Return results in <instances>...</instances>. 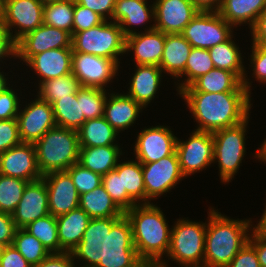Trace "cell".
<instances>
[{
    "label": "cell",
    "instance_id": "1",
    "mask_svg": "<svg viewBox=\"0 0 266 267\" xmlns=\"http://www.w3.org/2000/svg\"><path fill=\"white\" fill-rule=\"evenodd\" d=\"M198 125L195 130L214 132L232 127L250 116L253 106L248 92H179Z\"/></svg>",
    "mask_w": 266,
    "mask_h": 267
},
{
    "label": "cell",
    "instance_id": "2",
    "mask_svg": "<svg viewBox=\"0 0 266 267\" xmlns=\"http://www.w3.org/2000/svg\"><path fill=\"white\" fill-rule=\"evenodd\" d=\"M124 214L130 221L139 258L146 265H159L170 248L171 228L166 215L154 203L134 205Z\"/></svg>",
    "mask_w": 266,
    "mask_h": 267
},
{
    "label": "cell",
    "instance_id": "3",
    "mask_svg": "<svg viewBox=\"0 0 266 267\" xmlns=\"http://www.w3.org/2000/svg\"><path fill=\"white\" fill-rule=\"evenodd\" d=\"M208 210L203 266L226 267L248 242L254 224L251 218L233 219L212 206Z\"/></svg>",
    "mask_w": 266,
    "mask_h": 267
},
{
    "label": "cell",
    "instance_id": "4",
    "mask_svg": "<svg viewBox=\"0 0 266 267\" xmlns=\"http://www.w3.org/2000/svg\"><path fill=\"white\" fill-rule=\"evenodd\" d=\"M37 165L43 175L66 171L79 161L80 144L77 130L56 126L35 143Z\"/></svg>",
    "mask_w": 266,
    "mask_h": 267
},
{
    "label": "cell",
    "instance_id": "5",
    "mask_svg": "<svg viewBox=\"0 0 266 267\" xmlns=\"http://www.w3.org/2000/svg\"><path fill=\"white\" fill-rule=\"evenodd\" d=\"M188 218L176 219L171 226L168 260L163 259L160 266H170V260L178 266H203L207 220L204 223Z\"/></svg>",
    "mask_w": 266,
    "mask_h": 267
},
{
    "label": "cell",
    "instance_id": "6",
    "mask_svg": "<svg viewBox=\"0 0 266 267\" xmlns=\"http://www.w3.org/2000/svg\"><path fill=\"white\" fill-rule=\"evenodd\" d=\"M250 116L242 123L212 132L214 140L213 164L219 168L220 183L229 184L237 174L246 155L247 128ZM247 132V133H246ZM232 180V181H231Z\"/></svg>",
    "mask_w": 266,
    "mask_h": 267
},
{
    "label": "cell",
    "instance_id": "7",
    "mask_svg": "<svg viewBox=\"0 0 266 267\" xmlns=\"http://www.w3.org/2000/svg\"><path fill=\"white\" fill-rule=\"evenodd\" d=\"M125 45L126 37L120 25L108 20L72 36L73 52L114 59L119 64L122 63L121 58L126 55Z\"/></svg>",
    "mask_w": 266,
    "mask_h": 267
},
{
    "label": "cell",
    "instance_id": "8",
    "mask_svg": "<svg viewBox=\"0 0 266 267\" xmlns=\"http://www.w3.org/2000/svg\"><path fill=\"white\" fill-rule=\"evenodd\" d=\"M133 245L132 227L123 214L107 230L105 258L96 267H145Z\"/></svg>",
    "mask_w": 266,
    "mask_h": 267
},
{
    "label": "cell",
    "instance_id": "9",
    "mask_svg": "<svg viewBox=\"0 0 266 267\" xmlns=\"http://www.w3.org/2000/svg\"><path fill=\"white\" fill-rule=\"evenodd\" d=\"M234 27L218 12L199 11L180 33L194 48L210 49L227 41Z\"/></svg>",
    "mask_w": 266,
    "mask_h": 267
},
{
    "label": "cell",
    "instance_id": "10",
    "mask_svg": "<svg viewBox=\"0 0 266 267\" xmlns=\"http://www.w3.org/2000/svg\"><path fill=\"white\" fill-rule=\"evenodd\" d=\"M143 181L146 192V204L153 203L151 200L166 195L177 184L185 179L179 164L176 150L157 162L141 163ZM166 193V194H164Z\"/></svg>",
    "mask_w": 266,
    "mask_h": 267
},
{
    "label": "cell",
    "instance_id": "11",
    "mask_svg": "<svg viewBox=\"0 0 266 267\" xmlns=\"http://www.w3.org/2000/svg\"><path fill=\"white\" fill-rule=\"evenodd\" d=\"M188 140L177 137L176 152L182 174L188 176L206 170L213 163L214 140L212 132L193 130Z\"/></svg>",
    "mask_w": 266,
    "mask_h": 267
},
{
    "label": "cell",
    "instance_id": "12",
    "mask_svg": "<svg viewBox=\"0 0 266 267\" xmlns=\"http://www.w3.org/2000/svg\"><path fill=\"white\" fill-rule=\"evenodd\" d=\"M72 74L78 79L81 87L107 90V84L119 74L120 64L114 59L72 52ZM117 74V75H116ZM115 77V78H114Z\"/></svg>",
    "mask_w": 266,
    "mask_h": 267
},
{
    "label": "cell",
    "instance_id": "13",
    "mask_svg": "<svg viewBox=\"0 0 266 267\" xmlns=\"http://www.w3.org/2000/svg\"><path fill=\"white\" fill-rule=\"evenodd\" d=\"M42 0H3L1 24L16 42L43 24ZM14 29V30H13Z\"/></svg>",
    "mask_w": 266,
    "mask_h": 267
},
{
    "label": "cell",
    "instance_id": "14",
    "mask_svg": "<svg viewBox=\"0 0 266 267\" xmlns=\"http://www.w3.org/2000/svg\"><path fill=\"white\" fill-rule=\"evenodd\" d=\"M177 137L167 125L144 127L133 145L135 159L140 163L157 162L176 150Z\"/></svg>",
    "mask_w": 266,
    "mask_h": 267
},
{
    "label": "cell",
    "instance_id": "15",
    "mask_svg": "<svg viewBox=\"0 0 266 267\" xmlns=\"http://www.w3.org/2000/svg\"><path fill=\"white\" fill-rule=\"evenodd\" d=\"M120 217L90 219L82 240L72 250L74 260L82 261L80 267H96L105 258L106 234ZM83 264V265H82Z\"/></svg>",
    "mask_w": 266,
    "mask_h": 267
},
{
    "label": "cell",
    "instance_id": "16",
    "mask_svg": "<svg viewBox=\"0 0 266 267\" xmlns=\"http://www.w3.org/2000/svg\"><path fill=\"white\" fill-rule=\"evenodd\" d=\"M35 97L34 100H29L30 103L26 101L25 106L21 105L17 115L20 138L26 143H35L57 126L52 105L36 95Z\"/></svg>",
    "mask_w": 266,
    "mask_h": 267
},
{
    "label": "cell",
    "instance_id": "17",
    "mask_svg": "<svg viewBox=\"0 0 266 267\" xmlns=\"http://www.w3.org/2000/svg\"><path fill=\"white\" fill-rule=\"evenodd\" d=\"M58 48H72V35L43 23L17 42V59L25 64L38 53Z\"/></svg>",
    "mask_w": 266,
    "mask_h": 267
},
{
    "label": "cell",
    "instance_id": "18",
    "mask_svg": "<svg viewBox=\"0 0 266 267\" xmlns=\"http://www.w3.org/2000/svg\"><path fill=\"white\" fill-rule=\"evenodd\" d=\"M0 174L26 180L42 179L34 143L22 142L0 154Z\"/></svg>",
    "mask_w": 266,
    "mask_h": 267
},
{
    "label": "cell",
    "instance_id": "19",
    "mask_svg": "<svg viewBox=\"0 0 266 267\" xmlns=\"http://www.w3.org/2000/svg\"><path fill=\"white\" fill-rule=\"evenodd\" d=\"M155 29L164 34L181 33L199 10L191 0H153Z\"/></svg>",
    "mask_w": 266,
    "mask_h": 267
},
{
    "label": "cell",
    "instance_id": "20",
    "mask_svg": "<svg viewBox=\"0 0 266 267\" xmlns=\"http://www.w3.org/2000/svg\"><path fill=\"white\" fill-rule=\"evenodd\" d=\"M48 191L49 214L57 217L79 207V197L72 178L66 171L43 175Z\"/></svg>",
    "mask_w": 266,
    "mask_h": 267
},
{
    "label": "cell",
    "instance_id": "21",
    "mask_svg": "<svg viewBox=\"0 0 266 267\" xmlns=\"http://www.w3.org/2000/svg\"><path fill=\"white\" fill-rule=\"evenodd\" d=\"M49 214L48 191L45 181L29 182L21 200L11 214L17 228H24L31 222Z\"/></svg>",
    "mask_w": 266,
    "mask_h": 267
},
{
    "label": "cell",
    "instance_id": "22",
    "mask_svg": "<svg viewBox=\"0 0 266 267\" xmlns=\"http://www.w3.org/2000/svg\"><path fill=\"white\" fill-rule=\"evenodd\" d=\"M148 3L150 1L147 0H116L112 21L120 25L125 37L137 32L133 26H136V28L146 26L144 32L155 29L154 4L152 1V4L149 5ZM152 21V25H146V23H152Z\"/></svg>",
    "mask_w": 266,
    "mask_h": 267
},
{
    "label": "cell",
    "instance_id": "23",
    "mask_svg": "<svg viewBox=\"0 0 266 267\" xmlns=\"http://www.w3.org/2000/svg\"><path fill=\"white\" fill-rule=\"evenodd\" d=\"M165 44V34L159 30H140L126 37L125 53L133 52L136 65H160Z\"/></svg>",
    "mask_w": 266,
    "mask_h": 267
},
{
    "label": "cell",
    "instance_id": "24",
    "mask_svg": "<svg viewBox=\"0 0 266 267\" xmlns=\"http://www.w3.org/2000/svg\"><path fill=\"white\" fill-rule=\"evenodd\" d=\"M72 48L51 49L32 56L26 66L39 78L38 85L46 80L72 73Z\"/></svg>",
    "mask_w": 266,
    "mask_h": 267
},
{
    "label": "cell",
    "instance_id": "25",
    "mask_svg": "<svg viewBox=\"0 0 266 267\" xmlns=\"http://www.w3.org/2000/svg\"><path fill=\"white\" fill-rule=\"evenodd\" d=\"M111 93H110V92ZM105 103L104 117L118 132H125L140 117L144 108L126 93H117L109 89Z\"/></svg>",
    "mask_w": 266,
    "mask_h": 267
},
{
    "label": "cell",
    "instance_id": "26",
    "mask_svg": "<svg viewBox=\"0 0 266 267\" xmlns=\"http://www.w3.org/2000/svg\"><path fill=\"white\" fill-rule=\"evenodd\" d=\"M135 69L126 94L144 109L154 100L163 80V71L157 65H134Z\"/></svg>",
    "mask_w": 266,
    "mask_h": 267
},
{
    "label": "cell",
    "instance_id": "27",
    "mask_svg": "<svg viewBox=\"0 0 266 267\" xmlns=\"http://www.w3.org/2000/svg\"><path fill=\"white\" fill-rule=\"evenodd\" d=\"M234 35H232L227 41L217 44L208 49L210 57L213 61L214 67L218 69L227 70L235 73L241 80L242 84L251 95L252 81L248 78V73L244 65V57L239 50V46L236 44Z\"/></svg>",
    "mask_w": 266,
    "mask_h": 267
},
{
    "label": "cell",
    "instance_id": "28",
    "mask_svg": "<svg viewBox=\"0 0 266 267\" xmlns=\"http://www.w3.org/2000/svg\"><path fill=\"white\" fill-rule=\"evenodd\" d=\"M90 219L80 207L56 217L60 253L72 252L80 243Z\"/></svg>",
    "mask_w": 266,
    "mask_h": 267
},
{
    "label": "cell",
    "instance_id": "29",
    "mask_svg": "<svg viewBox=\"0 0 266 267\" xmlns=\"http://www.w3.org/2000/svg\"><path fill=\"white\" fill-rule=\"evenodd\" d=\"M180 92H247L242 80L233 72L214 68L197 78Z\"/></svg>",
    "mask_w": 266,
    "mask_h": 267
},
{
    "label": "cell",
    "instance_id": "30",
    "mask_svg": "<svg viewBox=\"0 0 266 267\" xmlns=\"http://www.w3.org/2000/svg\"><path fill=\"white\" fill-rule=\"evenodd\" d=\"M191 50V44L180 33L165 34L163 56L159 65L163 74H169L176 80L184 72Z\"/></svg>",
    "mask_w": 266,
    "mask_h": 267
},
{
    "label": "cell",
    "instance_id": "31",
    "mask_svg": "<svg viewBox=\"0 0 266 267\" xmlns=\"http://www.w3.org/2000/svg\"><path fill=\"white\" fill-rule=\"evenodd\" d=\"M265 9L266 0H223L218 13L234 28L248 24L251 29Z\"/></svg>",
    "mask_w": 266,
    "mask_h": 267
},
{
    "label": "cell",
    "instance_id": "32",
    "mask_svg": "<svg viewBox=\"0 0 266 267\" xmlns=\"http://www.w3.org/2000/svg\"><path fill=\"white\" fill-rule=\"evenodd\" d=\"M120 145L80 147L78 163L101 176L117 166L123 154Z\"/></svg>",
    "mask_w": 266,
    "mask_h": 267
},
{
    "label": "cell",
    "instance_id": "33",
    "mask_svg": "<svg viewBox=\"0 0 266 267\" xmlns=\"http://www.w3.org/2000/svg\"><path fill=\"white\" fill-rule=\"evenodd\" d=\"M77 132L80 147L119 145L117 141L118 132L107 122L104 116L86 120Z\"/></svg>",
    "mask_w": 266,
    "mask_h": 267
},
{
    "label": "cell",
    "instance_id": "34",
    "mask_svg": "<svg viewBox=\"0 0 266 267\" xmlns=\"http://www.w3.org/2000/svg\"><path fill=\"white\" fill-rule=\"evenodd\" d=\"M79 207L83 209L91 219L121 217L124 214L111 199L102 184L90 192L81 194L79 197Z\"/></svg>",
    "mask_w": 266,
    "mask_h": 267
},
{
    "label": "cell",
    "instance_id": "35",
    "mask_svg": "<svg viewBox=\"0 0 266 267\" xmlns=\"http://www.w3.org/2000/svg\"><path fill=\"white\" fill-rule=\"evenodd\" d=\"M114 170L121 176L122 192H127L137 204H146L142 164L136 159L120 160Z\"/></svg>",
    "mask_w": 266,
    "mask_h": 267
},
{
    "label": "cell",
    "instance_id": "36",
    "mask_svg": "<svg viewBox=\"0 0 266 267\" xmlns=\"http://www.w3.org/2000/svg\"><path fill=\"white\" fill-rule=\"evenodd\" d=\"M214 68L215 67L213 61L207 49L192 47L190 55L187 59V63L185 65L184 72L176 79V82H174L177 87L176 94H178L182 89L190 86L201 75L206 74Z\"/></svg>",
    "mask_w": 266,
    "mask_h": 267
},
{
    "label": "cell",
    "instance_id": "37",
    "mask_svg": "<svg viewBox=\"0 0 266 267\" xmlns=\"http://www.w3.org/2000/svg\"><path fill=\"white\" fill-rule=\"evenodd\" d=\"M80 88L81 85L78 79L71 73L41 82L38 87H36V94L40 99L52 105L61 98L71 97V95L77 93Z\"/></svg>",
    "mask_w": 266,
    "mask_h": 267
},
{
    "label": "cell",
    "instance_id": "38",
    "mask_svg": "<svg viewBox=\"0 0 266 267\" xmlns=\"http://www.w3.org/2000/svg\"><path fill=\"white\" fill-rule=\"evenodd\" d=\"M52 107L56 125L59 127L78 130L86 121L81 116V99H77V93L55 101Z\"/></svg>",
    "mask_w": 266,
    "mask_h": 267
},
{
    "label": "cell",
    "instance_id": "39",
    "mask_svg": "<svg viewBox=\"0 0 266 267\" xmlns=\"http://www.w3.org/2000/svg\"><path fill=\"white\" fill-rule=\"evenodd\" d=\"M74 0L44 3L43 23L69 32L72 35Z\"/></svg>",
    "mask_w": 266,
    "mask_h": 267
},
{
    "label": "cell",
    "instance_id": "40",
    "mask_svg": "<svg viewBox=\"0 0 266 267\" xmlns=\"http://www.w3.org/2000/svg\"><path fill=\"white\" fill-rule=\"evenodd\" d=\"M35 236L50 253H60L56 217L48 214L24 227Z\"/></svg>",
    "mask_w": 266,
    "mask_h": 267
},
{
    "label": "cell",
    "instance_id": "41",
    "mask_svg": "<svg viewBox=\"0 0 266 267\" xmlns=\"http://www.w3.org/2000/svg\"><path fill=\"white\" fill-rule=\"evenodd\" d=\"M13 245L22 254L25 260L33 266L44 260L50 252L42 243L27 232L24 228H17Z\"/></svg>",
    "mask_w": 266,
    "mask_h": 267
},
{
    "label": "cell",
    "instance_id": "42",
    "mask_svg": "<svg viewBox=\"0 0 266 267\" xmlns=\"http://www.w3.org/2000/svg\"><path fill=\"white\" fill-rule=\"evenodd\" d=\"M29 182L0 174V212L12 214Z\"/></svg>",
    "mask_w": 266,
    "mask_h": 267
},
{
    "label": "cell",
    "instance_id": "43",
    "mask_svg": "<svg viewBox=\"0 0 266 267\" xmlns=\"http://www.w3.org/2000/svg\"><path fill=\"white\" fill-rule=\"evenodd\" d=\"M108 92L104 89L81 87L77 99H81V116L91 120L104 116Z\"/></svg>",
    "mask_w": 266,
    "mask_h": 267
},
{
    "label": "cell",
    "instance_id": "44",
    "mask_svg": "<svg viewBox=\"0 0 266 267\" xmlns=\"http://www.w3.org/2000/svg\"><path fill=\"white\" fill-rule=\"evenodd\" d=\"M102 185L123 212L137 205L127 192H122L121 176L115 170L109 171L102 176Z\"/></svg>",
    "mask_w": 266,
    "mask_h": 267
},
{
    "label": "cell",
    "instance_id": "45",
    "mask_svg": "<svg viewBox=\"0 0 266 267\" xmlns=\"http://www.w3.org/2000/svg\"><path fill=\"white\" fill-rule=\"evenodd\" d=\"M66 172L72 178L79 195L90 192L102 184L101 175L84 168L79 163L73 164Z\"/></svg>",
    "mask_w": 266,
    "mask_h": 267
},
{
    "label": "cell",
    "instance_id": "46",
    "mask_svg": "<svg viewBox=\"0 0 266 267\" xmlns=\"http://www.w3.org/2000/svg\"><path fill=\"white\" fill-rule=\"evenodd\" d=\"M13 84L11 87L7 88L5 91L0 93V121L17 119V115L20 110V106L23 103L21 98L22 94H17L19 89H13ZM21 103V104H20Z\"/></svg>",
    "mask_w": 266,
    "mask_h": 267
},
{
    "label": "cell",
    "instance_id": "47",
    "mask_svg": "<svg viewBox=\"0 0 266 267\" xmlns=\"http://www.w3.org/2000/svg\"><path fill=\"white\" fill-rule=\"evenodd\" d=\"M103 21L104 19L100 15L90 10L89 8L79 5L74 0L72 36L79 31H84L95 27Z\"/></svg>",
    "mask_w": 266,
    "mask_h": 267
},
{
    "label": "cell",
    "instance_id": "48",
    "mask_svg": "<svg viewBox=\"0 0 266 267\" xmlns=\"http://www.w3.org/2000/svg\"><path fill=\"white\" fill-rule=\"evenodd\" d=\"M22 143L17 119L0 121V154Z\"/></svg>",
    "mask_w": 266,
    "mask_h": 267
},
{
    "label": "cell",
    "instance_id": "49",
    "mask_svg": "<svg viewBox=\"0 0 266 267\" xmlns=\"http://www.w3.org/2000/svg\"><path fill=\"white\" fill-rule=\"evenodd\" d=\"M251 55L248 59L250 62L249 67H251L252 78L256 81L266 84V51L260 46L251 43Z\"/></svg>",
    "mask_w": 266,
    "mask_h": 267
},
{
    "label": "cell",
    "instance_id": "50",
    "mask_svg": "<svg viewBox=\"0 0 266 267\" xmlns=\"http://www.w3.org/2000/svg\"><path fill=\"white\" fill-rule=\"evenodd\" d=\"M9 58L17 59V42L11 36L9 30L0 23V62L3 66V61Z\"/></svg>",
    "mask_w": 266,
    "mask_h": 267
},
{
    "label": "cell",
    "instance_id": "51",
    "mask_svg": "<svg viewBox=\"0 0 266 267\" xmlns=\"http://www.w3.org/2000/svg\"><path fill=\"white\" fill-rule=\"evenodd\" d=\"M226 267H261L255 249L247 242Z\"/></svg>",
    "mask_w": 266,
    "mask_h": 267
},
{
    "label": "cell",
    "instance_id": "52",
    "mask_svg": "<svg viewBox=\"0 0 266 267\" xmlns=\"http://www.w3.org/2000/svg\"><path fill=\"white\" fill-rule=\"evenodd\" d=\"M100 15L104 20L112 21V15L116 0H75Z\"/></svg>",
    "mask_w": 266,
    "mask_h": 267
},
{
    "label": "cell",
    "instance_id": "53",
    "mask_svg": "<svg viewBox=\"0 0 266 267\" xmlns=\"http://www.w3.org/2000/svg\"><path fill=\"white\" fill-rule=\"evenodd\" d=\"M0 267H32L22 254L15 248V246H4L1 257Z\"/></svg>",
    "mask_w": 266,
    "mask_h": 267
},
{
    "label": "cell",
    "instance_id": "54",
    "mask_svg": "<svg viewBox=\"0 0 266 267\" xmlns=\"http://www.w3.org/2000/svg\"><path fill=\"white\" fill-rule=\"evenodd\" d=\"M75 262L71 252L50 253L33 267H76Z\"/></svg>",
    "mask_w": 266,
    "mask_h": 267
},
{
    "label": "cell",
    "instance_id": "55",
    "mask_svg": "<svg viewBox=\"0 0 266 267\" xmlns=\"http://www.w3.org/2000/svg\"><path fill=\"white\" fill-rule=\"evenodd\" d=\"M17 227L12 215L0 212V243L4 246L12 245Z\"/></svg>",
    "mask_w": 266,
    "mask_h": 267
},
{
    "label": "cell",
    "instance_id": "56",
    "mask_svg": "<svg viewBox=\"0 0 266 267\" xmlns=\"http://www.w3.org/2000/svg\"><path fill=\"white\" fill-rule=\"evenodd\" d=\"M248 243L255 249L261 267H266V237L253 228Z\"/></svg>",
    "mask_w": 266,
    "mask_h": 267
},
{
    "label": "cell",
    "instance_id": "57",
    "mask_svg": "<svg viewBox=\"0 0 266 267\" xmlns=\"http://www.w3.org/2000/svg\"><path fill=\"white\" fill-rule=\"evenodd\" d=\"M251 42L258 46L266 43V9L258 16L255 25L250 29Z\"/></svg>",
    "mask_w": 266,
    "mask_h": 267
},
{
    "label": "cell",
    "instance_id": "58",
    "mask_svg": "<svg viewBox=\"0 0 266 267\" xmlns=\"http://www.w3.org/2000/svg\"><path fill=\"white\" fill-rule=\"evenodd\" d=\"M199 11L218 12L223 0H191Z\"/></svg>",
    "mask_w": 266,
    "mask_h": 267
},
{
    "label": "cell",
    "instance_id": "59",
    "mask_svg": "<svg viewBox=\"0 0 266 267\" xmlns=\"http://www.w3.org/2000/svg\"><path fill=\"white\" fill-rule=\"evenodd\" d=\"M260 221H257L255 225H253V228L262 236L266 237V204L265 209L263 211V215L259 219Z\"/></svg>",
    "mask_w": 266,
    "mask_h": 267
},
{
    "label": "cell",
    "instance_id": "60",
    "mask_svg": "<svg viewBox=\"0 0 266 267\" xmlns=\"http://www.w3.org/2000/svg\"><path fill=\"white\" fill-rule=\"evenodd\" d=\"M253 157L256 158L259 162H264L266 164V138L263 143L258 147L257 151L253 154Z\"/></svg>",
    "mask_w": 266,
    "mask_h": 267
},
{
    "label": "cell",
    "instance_id": "61",
    "mask_svg": "<svg viewBox=\"0 0 266 267\" xmlns=\"http://www.w3.org/2000/svg\"><path fill=\"white\" fill-rule=\"evenodd\" d=\"M0 69H2L1 66H0ZM8 78H9L8 74L6 72L0 70V93L5 91L7 88L10 87V85H11L10 83H12V81H9Z\"/></svg>",
    "mask_w": 266,
    "mask_h": 267
},
{
    "label": "cell",
    "instance_id": "62",
    "mask_svg": "<svg viewBox=\"0 0 266 267\" xmlns=\"http://www.w3.org/2000/svg\"><path fill=\"white\" fill-rule=\"evenodd\" d=\"M2 14H3V0H0V22L2 19Z\"/></svg>",
    "mask_w": 266,
    "mask_h": 267
},
{
    "label": "cell",
    "instance_id": "63",
    "mask_svg": "<svg viewBox=\"0 0 266 267\" xmlns=\"http://www.w3.org/2000/svg\"><path fill=\"white\" fill-rule=\"evenodd\" d=\"M44 3H49V2H57V1H66V0H42Z\"/></svg>",
    "mask_w": 266,
    "mask_h": 267
},
{
    "label": "cell",
    "instance_id": "64",
    "mask_svg": "<svg viewBox=\"0 0 266 267\" xmlns=\"http://www.w3.org/2000/svg\"><path fill=\"white\" fill-rule=\"evenodd\" d=\"M145 267H167V266H160V265H146Z\"/></svg>",
    "mask_w": 266,
    "mask_h": 267
},
{
    "label": "cell",
    "instance_id": "65",
    "mask_svg": "<svg viewBox=\"0 0 266 267\" xmlns=\"http://www.w3.org/2000/svg\"><path fill=\"white\" fill-rule=\"evenodd\" d=\"M3 248H4V245H2V244L0 243V257H1L2 251H3Z\"/></svg>",
    "mask_w": 266,
    "mask_h": 267
},
{
    "label": "cell",
    "instance_id": "66",
    "mask_svg": "<svg viewBox=\"0 0 266 267\" xmlns=\"http://www.w3.org/2000/svg\"><path fill=\"white\" fill-rule=\"evenodd\" d=\"M167 267H169V266H167ZM171 267V266H170ZM175 267V266H174ZM178 267H180V266H178ZM181 267H206V266H181Z\"/></svg>",
    "mask_w": 266,
    "mask_h": 267
},
{
    "label": "cell",
    "instance_id": "67",
    "mask_svg": "<svg viewBox=\"0 0 266 267\" xmlns=\"http://www.w3.org/2000/svg\"><path fill=\"white\" fill-rule=\"evenodd\" d=\"M260 47L266 51V43L262 44Z\"/></svg>",
    "mask_w": 266,
    "mask_h": 267
}]
</instances>
